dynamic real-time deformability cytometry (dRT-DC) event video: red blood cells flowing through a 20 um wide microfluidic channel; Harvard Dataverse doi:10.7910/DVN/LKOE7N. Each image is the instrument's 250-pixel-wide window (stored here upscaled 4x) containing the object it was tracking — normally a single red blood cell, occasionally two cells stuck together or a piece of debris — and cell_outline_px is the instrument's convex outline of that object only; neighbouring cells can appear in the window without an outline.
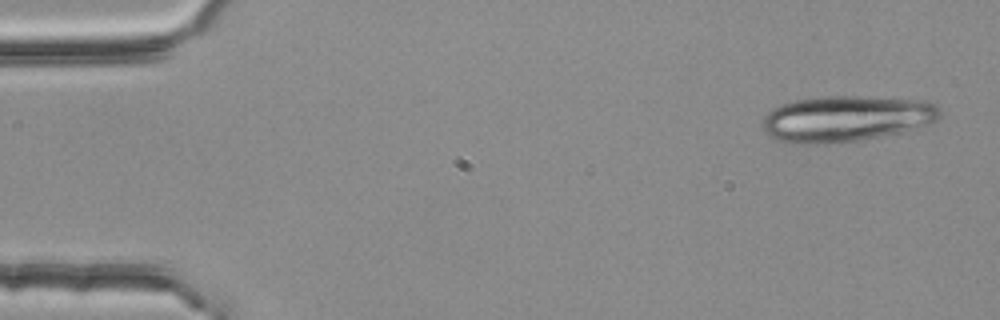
{"species": "common noctule bat (a hibernating species)", "species_latin": "Nyctalus noctula", "temperature_condition": "room temperature", "stored_images_in_passage": 4, "camera_frame_rate_fps": 3000, "um_per_image_px": 0.085, "animal": {"sex": "female", "body_mass_g": 25.1}, "frame": {"image": 1, "passage_image": 1, "time_ms": 0.0, "image_size_px": [1000, 320], "cell_outline_px": [[940, 116], [936, 120], [900, 132], [856, 140], [824, 144], [800, 144], [780, 140], [764, 132], [760, 124], [764, 116], [768, 112], [780, 104], [796, 100], [824, 96], [856, 96], [924, 100], [940, 104]], "centroid_in_image_um": [71.89, 10.07], "position_along_channel_um": 13.1, "area_um2": 47.28}}